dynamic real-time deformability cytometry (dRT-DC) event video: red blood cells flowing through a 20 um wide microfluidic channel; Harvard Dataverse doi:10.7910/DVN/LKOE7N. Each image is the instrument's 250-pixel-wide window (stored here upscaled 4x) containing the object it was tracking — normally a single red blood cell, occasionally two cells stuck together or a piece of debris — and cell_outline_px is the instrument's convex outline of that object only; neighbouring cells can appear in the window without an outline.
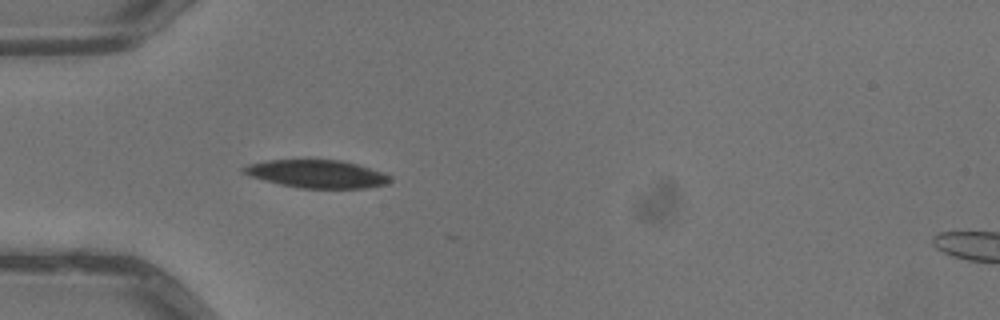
{"species": "common noctule bat (a hibernating species)", "species_latin": "Nyctalus noctula", "temperature_condition": "warm", "stored_images_in_passage": 3, "camera_frame_rate_fps": 3000, "um_per_image_px": 0.085, "animal": {"sex": "male", "body_mass_g": 13.3}, "frame": {"image": 1, "passage_image": 3, "time_ms": 0.667, "image_size_px": [1000, 320], "cell_outline_px": [[392, 180], [388, 184], [368, 188], [300, 188], [280, 184], [252, 176], [240, 172], [240, 168], [248, 164], [268, 160], [340, 160], [356, 164], [384, 172], [392, 176]], "centroid_in_image_um": [26.97, 14.78], "position_along_channel_um": 58.0, "area_um2": 23.87}}